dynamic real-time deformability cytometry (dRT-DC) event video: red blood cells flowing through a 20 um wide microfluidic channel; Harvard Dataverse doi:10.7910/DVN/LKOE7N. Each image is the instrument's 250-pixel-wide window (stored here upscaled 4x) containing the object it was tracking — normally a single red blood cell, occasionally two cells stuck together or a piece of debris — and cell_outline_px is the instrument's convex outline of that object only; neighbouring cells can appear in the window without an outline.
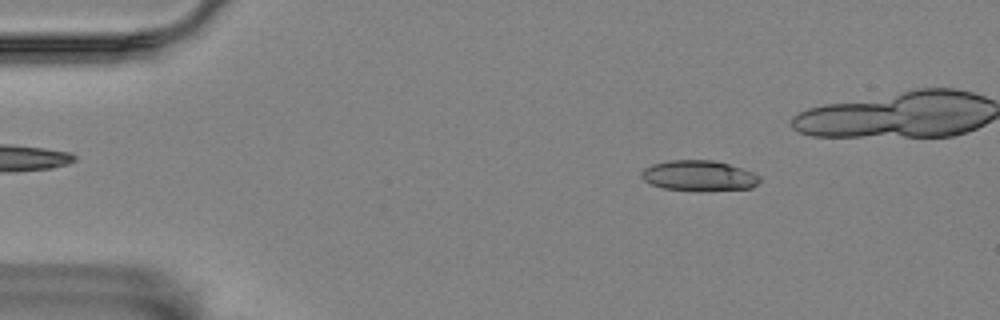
{"species": "Egyptian fruit bat (a non-hibernating species)", "species_latin": "Rousettus aegyptiacus", "temperature_condition": "room temperature", "stored_images_in_passage": 5, "camera_frame_rate_fps": 3000, "um_per_image_px": 0.085, "animal": {"sex": "female"}, "frame": {"image": 1, "passage_image": 2, "time_ms": 1.0, "image_size_px": [1000, 320], "cell_outline_px": [[760, 180], [752, 188], [708, 192], [700, 192], [664, 188], [652, 184], [644, 180], [640, 176], [640, 172], [644, 168], [652, 164], [668, 160], [712, 160], [728, 164], [752, 172], [760, 176]], "centroid_in_image_um": [59.4, 14.96], "position_along_channel_um": 25.6, "area_um2": 21.33}}